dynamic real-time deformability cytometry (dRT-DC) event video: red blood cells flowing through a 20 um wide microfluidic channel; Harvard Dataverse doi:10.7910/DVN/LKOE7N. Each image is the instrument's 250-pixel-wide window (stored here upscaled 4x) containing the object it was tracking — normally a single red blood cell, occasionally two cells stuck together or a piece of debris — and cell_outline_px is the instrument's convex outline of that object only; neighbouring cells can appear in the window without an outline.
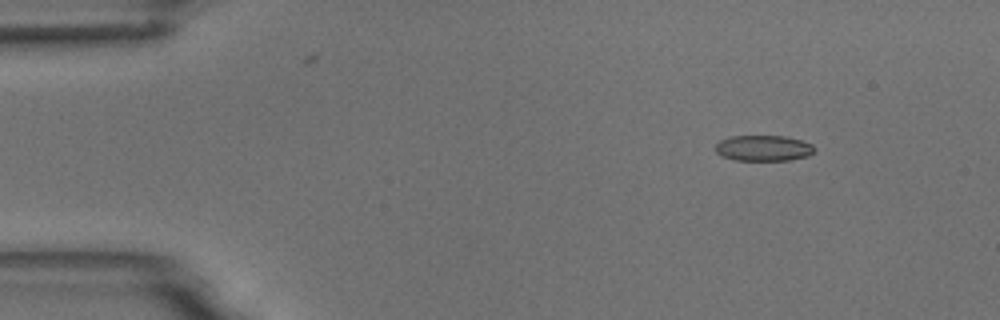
{"species": "common noctule bat (a hibernating species)", "species_latin": "Nyctalus noctula", "temperature_condition": "room temperature", "stored_images_in_passage": 6, "camera_frame_rate_fps": 3000, "um_per_image_px": 0.085, "animal": {"sex": "male", "body_mass_g": 18.8}, "frame": {"image": 1, "passage_image": 2, "time_ms": 1.333, "image_size_px": [1000, 320], "cell_outline_px": [[816, 148], [808, 156], [788, 160], [736, 160], [720, 156], [716, 152], [716, 144], [720, 140], [728, 136], [784, 136], [800, 140], [812, 144]], "centroid_in_image_um": [64.87, 12.59], "position_along_channel_um": 20.1, "area_um2": 14.85}}
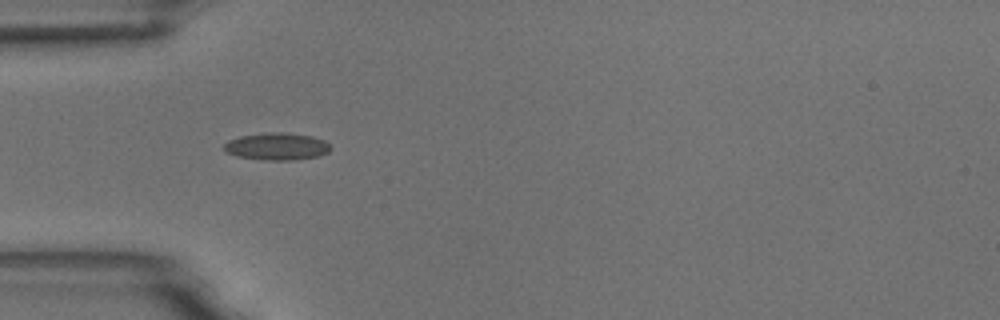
{"frame": {"image": 2, "passage_image": 5, "time_ms": 4.667, "image_size_px": [1000, 320], "cell_outline_px": [[332, 148], [328, 152], [320, 156], [292, 160], [264, 160], [236, 156], [224, 152], [224, 144], [228, 140], [240, 136], [268, 132], [284, 132], [312, 136], [324, 140]], "centroid_in_image_um": [23.52, 12.45], "position_along_channel_um": 61.5, "area_um2": 17.05}}